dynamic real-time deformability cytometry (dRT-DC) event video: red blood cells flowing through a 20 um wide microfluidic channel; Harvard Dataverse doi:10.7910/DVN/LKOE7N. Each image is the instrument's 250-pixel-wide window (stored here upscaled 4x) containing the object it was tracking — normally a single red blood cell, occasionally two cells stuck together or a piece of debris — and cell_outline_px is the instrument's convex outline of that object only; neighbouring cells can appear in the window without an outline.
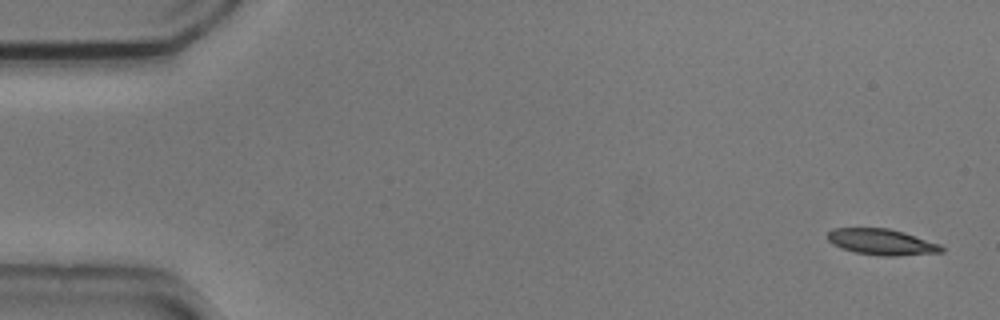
{"species": "common noctule bat (a hibernating species)", "species_latin": "Nyctalus noctula", "temperature_condition": "cold", "stored_images_in_passage": 4, "camera_frame_rate_fps": 3000, "um_per_image_px": 0.085, "animal": {"sex": "male", "body_mass_g": 20.5, "forearm_length_mm": 52.5}, "frame": {"image": 1, "passage_image": 1, "time_ms": 0.0, "image_size_px": [1000, 320], "cell_outline_px": [[944, 252], [896, 256], [880, 256], [856, 252], [840, 248], [832, 244], [828, 240], [828, 232], [832, 228], [888, 228], [904, 232], [940, 244], [944, 248]], "centroid_in_image_um": [74.94, 20.57], "position_along_channel_um": 10.1, "area_um2": 17.34}}
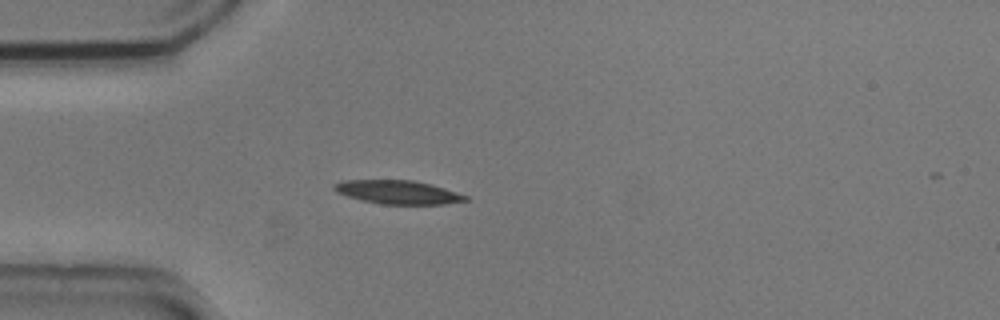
{"frame": {"image": 2, "passage_image": 4, "time_ms": 1.0, "image_size_px": [1000, 320], "cell_outline_px": [[468, 200], [444, 204], [380, 204], [360, 200], [336, 192], [332, 188], [332, 184], [340, 180], [412, 180], [432, 184], [468, 196]], "centroid_in_image_um": [33.77, 16.33], "position_along_channel_um": 51.2, "area_um2": 18.15}}